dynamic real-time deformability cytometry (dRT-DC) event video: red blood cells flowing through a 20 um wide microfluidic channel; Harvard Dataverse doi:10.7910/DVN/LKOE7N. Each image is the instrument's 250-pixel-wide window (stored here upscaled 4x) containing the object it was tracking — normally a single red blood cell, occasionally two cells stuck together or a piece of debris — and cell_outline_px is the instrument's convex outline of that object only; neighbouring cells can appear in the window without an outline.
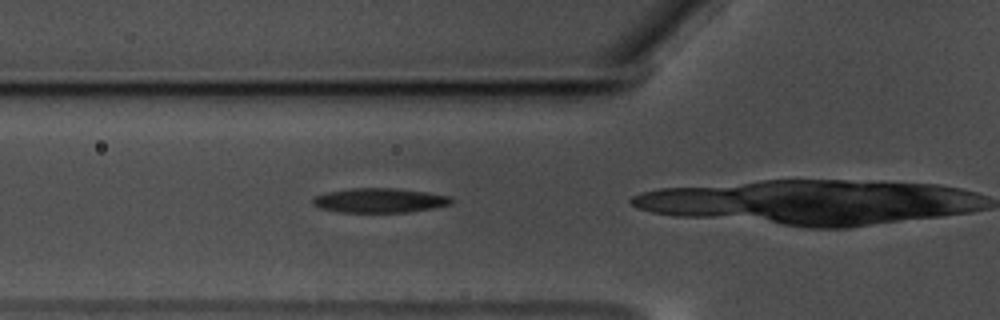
{"species": "common noctule bat (a hibernating species)", "species_latin": "Nyctalus noctula", "temperature_condition": "warm", "stored_images_in_passage": 9, "camera_frame_rate_fps": 3000, "um_per_image_px": 0.085, "animal": {"sex": "male", "body_mass_g": 17.5, "forearm_length_mm": 52.3}, "frame": {"image": 1, "passage_image": 6, "time_ms": 1.667, "image_size_px": [1000, 320], "cell_outline_px": [[456, 200], [452, 204], [432, 208], [408, 212], [336, 212], [320, 208], [312, 204], [312, 196], [328, 192], [348, 188], [392, 188], [424, 192], [448, 196]], "centroid_in_image_um": [32.22, 17.04], "position_along_channel_um": 93.6, "area_um2": 19.83}}